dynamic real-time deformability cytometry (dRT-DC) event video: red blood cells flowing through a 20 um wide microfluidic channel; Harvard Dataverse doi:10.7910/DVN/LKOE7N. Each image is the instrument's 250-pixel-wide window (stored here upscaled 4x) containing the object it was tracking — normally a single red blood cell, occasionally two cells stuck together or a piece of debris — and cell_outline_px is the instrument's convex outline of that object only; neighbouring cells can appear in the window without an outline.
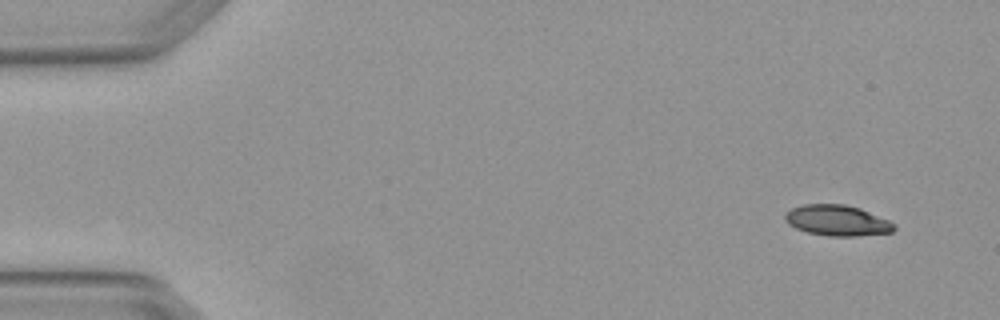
{"species": "Egyptian fruit bat (a non-hibernating species)", "species_latin": "Rousettus aegyptiacus", "temperature_condition": "warm", "stored_images_in_passage": 4, "camera_frame_rate_fps": 3000, "um_per_image_px": 0.085, "animal": {"sex": "female"}, "frame": {"image": 1, "passage_image": 1, "time_ms": 0.0, "image_size_px": [1000, 320], "cell_outline_px": [[896, 228], [892, 232], [856, 236], [828, 236], [808, 232], [796, 228], [788, 224], [784, 220], [784, 216], [792, 208], [804, 204], [844, 204], [860, 208], [888, 220], [896, 224]], "centroid_in_image_um": [71.17, 18.74], "position_along_channel_um": 13.8, "area_um2": 19.48}}
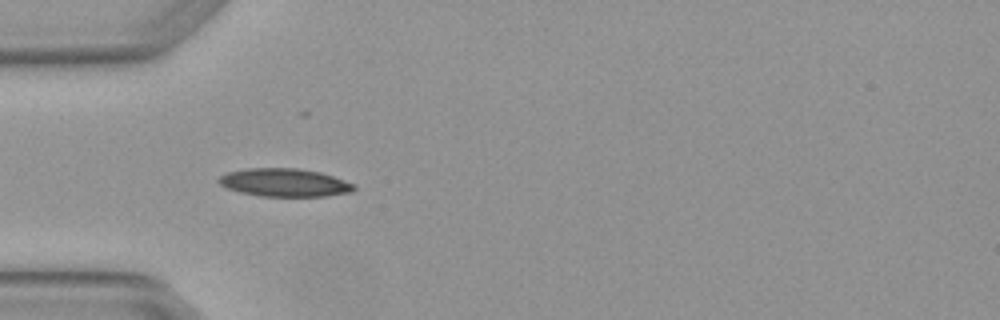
{"frame": {"image": 2, "passage_image": 4, "time_ms": 1.0, "image_size_px": [1000, 320], "cell_outline_px": [[356, 188], [352, 192], [324, 196], [260, 196], [240, 192], [228, 188], [220, 184], [216, 180], [220, 176], [228, 172], [244, 168], [296, 168], [320, 172], [356, 184]], "centroid_in_image_um": [24.18, 15.51], "position_along_channel_um": 60.8, "area_um2": 22.14}}